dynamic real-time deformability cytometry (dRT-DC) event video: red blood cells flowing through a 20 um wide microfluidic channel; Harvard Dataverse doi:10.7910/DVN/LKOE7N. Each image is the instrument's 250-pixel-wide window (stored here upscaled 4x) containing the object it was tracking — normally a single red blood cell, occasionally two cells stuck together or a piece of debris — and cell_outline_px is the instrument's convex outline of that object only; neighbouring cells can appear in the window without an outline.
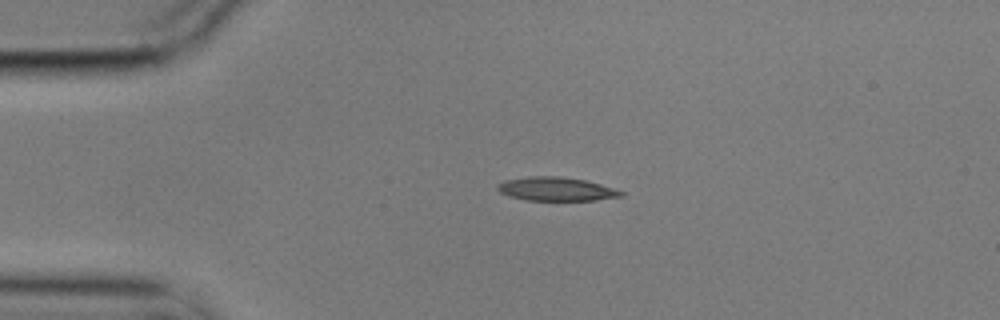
{"species": "common noctule bat (a hibernating species)", "species_latin": "Nyctalus noctula", "temperature_condition": "cold", "stored_images_in_passage": 45, "camera_frame_rate_fps": 3000, "um_per_image_px": 0.085, "animal": {"sex": "male", "body_mass_g": 17.9}, "frame": {"image": 1, "passage_image": 1, "time_ms": 0.0, "image_size_px": [1000, 320], "cell_outline_px": [[624, 196], [596, 200], [528, 200], [508, 196], [500, 192], [496, 188], [496, 184], [504, 180], [528, 176], [560, 176], [584, 180], [600, 184], [624, 192]], "centroid_in_image_um": [47.24, 16.06], "position_along_channel_um": 37.8, "area_um2": 17.05}}
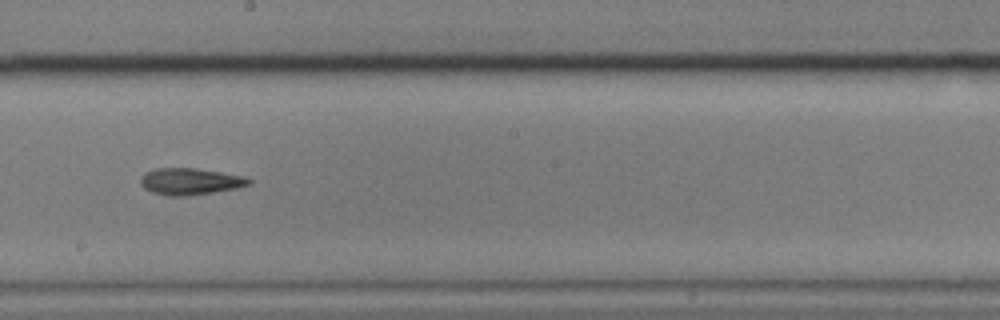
{"frame": {"image": 2, "passage_image": 20, "time_ms": 6.333, "image_size_px": [1000, 320], "cell_outline_px": [[252, 184], [236, 188], [188, 196], [168, 196], [152, 192], [144, 188], [140, 184], [140, 176], [144, 172], [156, 168], [196, 168], [248, 176], [252, 180]], "centroid_in_image_um": [16.17, 15.41], "position_along_channel_um": 232.0, "area_um2": 17.11}}
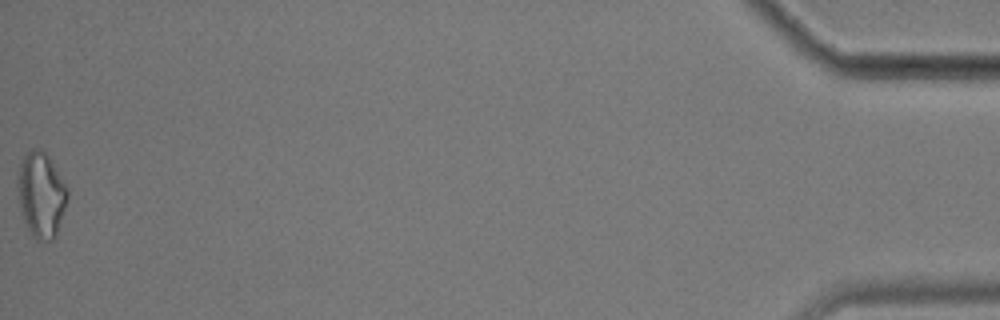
{"frame": {"image": 3, "passage_image": 45, "time_ms": 14.667, "image_size_px": [1000, 320], "cell_outline_px": [[68, 196], [56, 236], [52, 240], [36, 240], [28, 228], [24, 220], [20, 208], [16, 188], [16, 180], [20, 160], [32, 148], [40, 148], [48, 156], [68, 188]], "centroid_in_image_um": [3.47, 16.53], "position_along_channel_um": 431.7, "area_um2": 24.8}, "authors_computed_cell_mechanics": {"area_um2": 17.1088, "velocity_mm_per_s": 3.5472, "shape_relaxation_time_tau1_ms": 6.4056, "shape_relaxation_time_tau2_ms": null, "deformation_change_tau1": 0.214, "deformation_change_tau2": null}}